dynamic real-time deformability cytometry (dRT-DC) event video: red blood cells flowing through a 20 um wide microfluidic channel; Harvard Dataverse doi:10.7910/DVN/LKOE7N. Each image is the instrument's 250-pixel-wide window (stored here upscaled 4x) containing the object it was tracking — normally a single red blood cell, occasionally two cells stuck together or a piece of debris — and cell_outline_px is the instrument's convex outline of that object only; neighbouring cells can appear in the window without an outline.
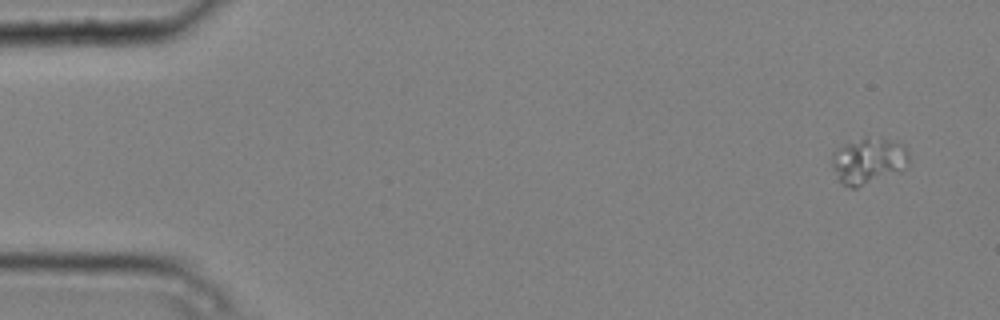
{"species": "common noctule bat (a hibernating species)", "species_latin": "Nyctalus noctula", "temperature_condition": "cold", "stored_images_in_passage": 9, "camera_frame_rate_fps": 3000, "um_per_image_px": 0.085, "animal": {"sex": "male", "body_mass_g": 20.4}, "frame": {"image": 1, "passage_image": 1, "time_ms": 0.0, "image_size_px": [1000, 320], "cell_outline_px": [[908, 164], [900, 172], [856, 188], [852, 188], [844, 184], [840, 180], [832, 168], [832, 152], [836, 148], [844, 144], [864, 136], [880, 136], [896, 140], [904, 144], [908, 148]], "centroid_in_image_um": [73.85, 13.61], "position_along_channel_um": 11.2, "area_um2": 21.33}}
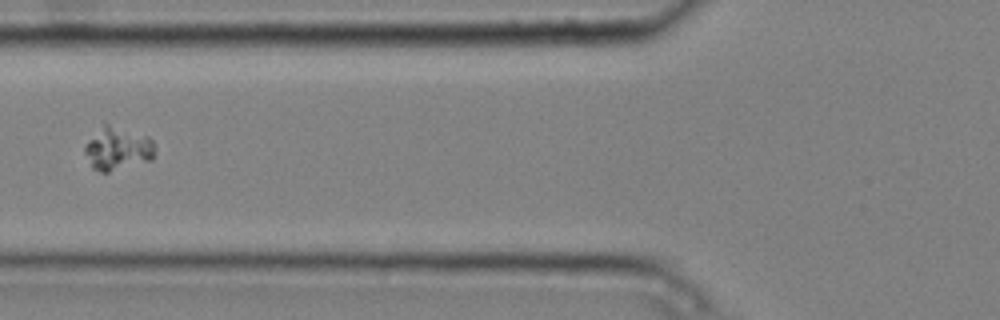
{"frame": {"image": 2, "passage_image": 6, "time_ms": 1.667, "image_size_px": [1000, 320], "cell_outline_px": [[152, 160], [108, 172], [100, 172], [92, 168], [84, 152], [84, 148], [104, 124], [108, 124], [148, 136], [152, 140]], "centroid_in_image_um": [9.99, 12.66], "position_along_channel_um": 115.8, "area_um2": 16.99}}
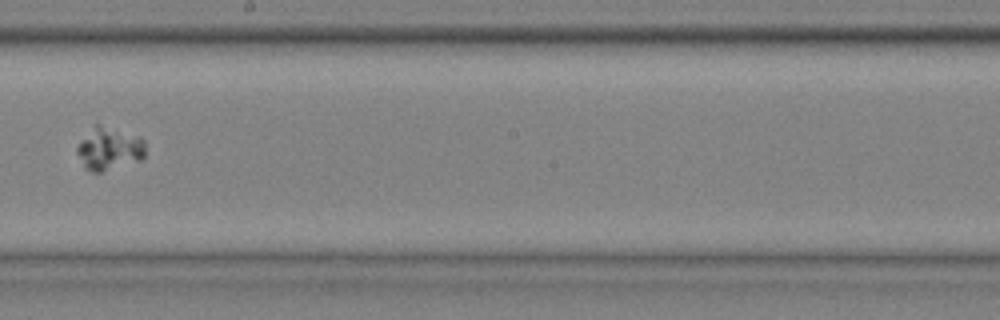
{"frame": {"image": 3, "passage_image": 9, "time_ms": 2.667, "image_size_px": [1000, 320], "cell_outline_px": [[144, 156], [140, 160], [100, 172], [92, 172], [84, 168], [76, 152], [76, 148], [96, 124], [100, 124], [140, 136], [144, 140]], "centroid_in_image_um": [9.29, 12.65], "position_along_channel_um": 238.9, "area_um2": 16.76}}